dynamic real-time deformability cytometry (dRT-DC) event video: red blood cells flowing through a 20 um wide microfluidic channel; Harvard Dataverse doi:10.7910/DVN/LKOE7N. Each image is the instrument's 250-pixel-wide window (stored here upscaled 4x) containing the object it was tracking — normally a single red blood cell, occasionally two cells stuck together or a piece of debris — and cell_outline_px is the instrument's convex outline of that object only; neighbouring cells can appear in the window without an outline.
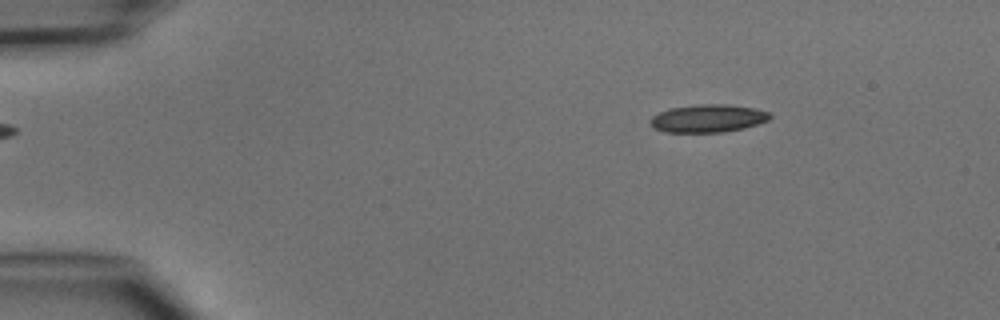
{"species": "common noctule bat (a hibernating species)", "species_latin": "Nyctalus noctula", "temperature_condition": "cold", "stored_images_in_passage": 4, "camera_frame_rate_fps": 3000, "um_per_image_px": 0.085, "animal": {"sex": "male", "body_mass_g": 15.6}, "frame": {"image": 1, "passage_image": 2, "time_ms": 1.0, "image_size_px": [1000, 320], "cell_outline_px": [[772, 116], [768, 120], [744, 128], [724, 132], [664, 132], [652, 128], [648, 120], [652, 116], [668, 108], [700, 104], [724, 104], [756, 108], [768, 112]], "centroid_in_image_um": [60.13, 10.06], "position_along_channel_um": 24.9, "area_um2": 19.54}}
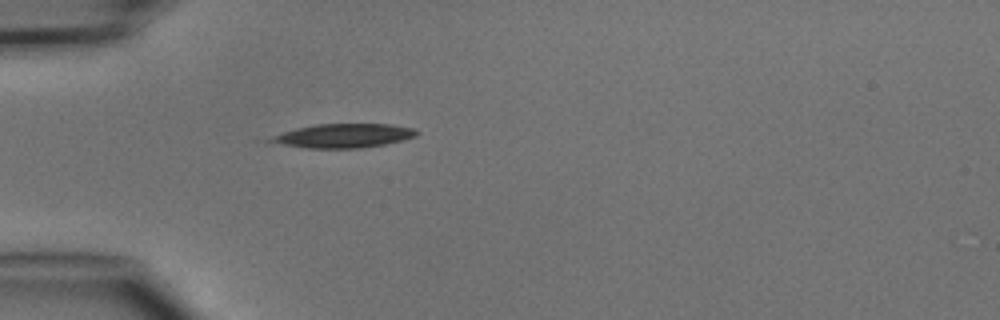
{"frame": {"image": 2, "passage_image": 4, "time_ms": 3.333, "image_size_px": [1000, 320], "cell_outline_px": [[420, 132], [416, 136], [384, 144], [360, 148], [308, 148], [284, 144], [264, 140], [272, 136], [296, 128], [316, 124], [388, 124], [412, 128]], "centroid_in_image_um": [29.2, 11.53], "position_along_channel_um": 55.8, "area_um2": 20.06}}